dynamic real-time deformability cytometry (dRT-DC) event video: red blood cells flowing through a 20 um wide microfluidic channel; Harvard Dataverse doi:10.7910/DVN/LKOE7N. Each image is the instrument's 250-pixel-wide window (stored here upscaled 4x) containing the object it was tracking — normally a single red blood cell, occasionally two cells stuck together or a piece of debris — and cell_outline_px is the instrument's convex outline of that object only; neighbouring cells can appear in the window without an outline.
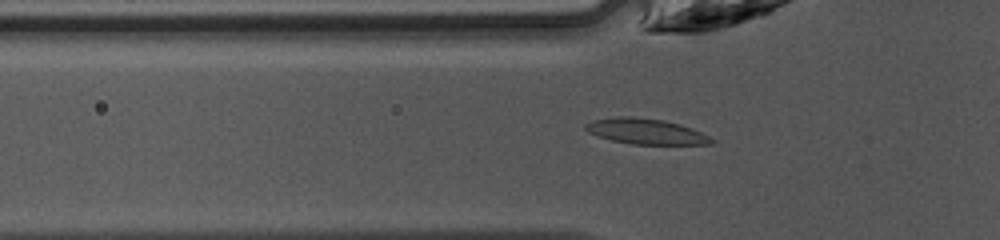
{"species": "common noctule bat (a hibernating species)", "species_latin": "Nyctalus noctula", "temperature_condition": "warm", "stored_images_in_passage": 37, "camera_frame_rate_fps": 3000, "um_per_image_px": 0.085, "animal": {"sex": "female", "body_mass_g": 10.0, "forearm_length_mm": 53.1}, "frame": {"image": 1, "passage_image": 6, "time_ms": 1.667, "image_size_px": [1000, 240], "cell_outline_px": [[716, 140], [712, 144], [632, 144], [612, 140], [588, 132], [584, 128], [584, 124], [592, 120], [620, 116], [632, 116], [664, 120], [680, 124], [692, 128]], "centroid_in_image_um": [54.9, 11.16], "position_along_channel_um": 70.9, "area_um2": 18.67}}
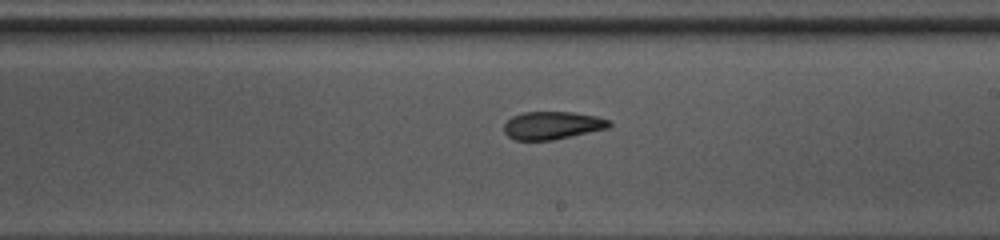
{"frame": {"image": 2, "passage_image": 18, "time_ms": 5.667, "image_size_px": [1000, 240], "cell_outline_px": [[612, 124], [608, 128], [552, 140], [516, 140], [508, 136], [504, 132], [504, 124], [512, 116], [524, 112], [572, 112], [596, 116], [612, 120]], "centroid_in_image_um": [46.96, 10.65], "position_along_channel_um": 242.0, "area_um2": 17.05}}
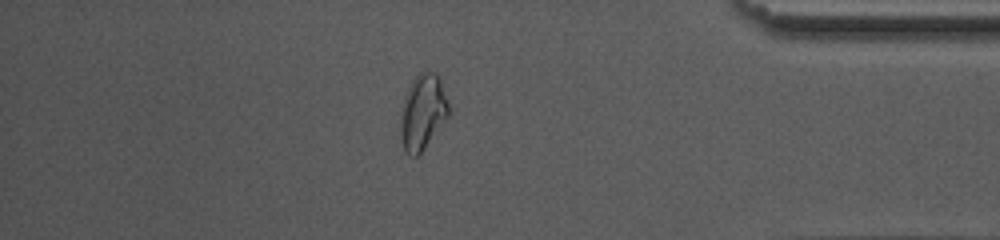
{"frame": {"image": 3, "passage_image": 31, "time_ms": 10.0, "image_size_px": [1000, 240], "cell_outline_px": [[448, 116], [424, 148], [416, 156], [412, 156], [404, 152], [400, 140], [400, 116], [404, 96], [412, 80], [420, 72], [436, 72], [440, 76], [448, 100]], "centroid_in_image_um": [35.91, 9.51], "position_along_channel_um": 399.3, "area_um2": 21.21}, "authors_computed_cell_mechanics": {"area_um2": 17.6868, "velocity_mm_per_s": 4.2598, "shape_relaxation_time_tau1_ms": null, "shape_relaxation_time_tau2_ms": 2.6983, "deformation_change_tau1": null, "deformation_change_tau2": 0.0844}}